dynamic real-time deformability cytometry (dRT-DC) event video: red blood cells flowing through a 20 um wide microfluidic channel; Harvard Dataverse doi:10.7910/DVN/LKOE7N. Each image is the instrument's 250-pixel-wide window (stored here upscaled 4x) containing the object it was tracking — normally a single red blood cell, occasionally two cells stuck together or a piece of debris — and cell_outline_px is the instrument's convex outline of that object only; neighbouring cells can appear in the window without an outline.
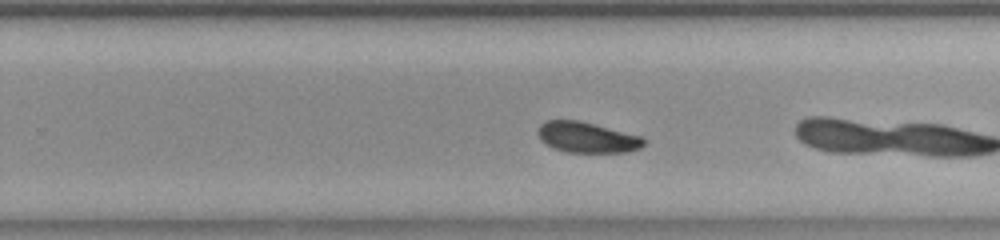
{"species": "common noctule bat (a hibernating species)", "species_latin": "Nyctalus noctula", "temperature_condition": "room temperature", "stored_images_in_passage": 45, "camera_frame_rate_fps": 3000, "um_per_image_px": 0.085, "animal": {"sex": "female", "body_mass_g": 23.0, "forearm_length_mm": 53.4}, "frame": {"image": 1, "passage_image": 24, "time_ms": 7.667, "image_size_px": [1000, 240], "cell_outline_px": [[644, 144], [640, 148], [628, 152], [568, 152], [552, 148], [540, 140], [536, 132], [540, 124], [544, 120], [576, 120], [640, 136], [644, 140]], "centroid_in_image_um": [49.82, 11.68], "position_along_channel_um": 280.0, "area_um2": 18.73}, "authors_computed_cell_mechanics": {"area_um2": 19.7676, "velocity_mm_per_s": 3.7292, "shape_relaxation_time_tau1_ms": 2.7628, "shape_relaxation_time_tau2_ms": 7.1966, "deformation_change_tau1": 0.2345, "deformation_change_tau2": 0.1604}}